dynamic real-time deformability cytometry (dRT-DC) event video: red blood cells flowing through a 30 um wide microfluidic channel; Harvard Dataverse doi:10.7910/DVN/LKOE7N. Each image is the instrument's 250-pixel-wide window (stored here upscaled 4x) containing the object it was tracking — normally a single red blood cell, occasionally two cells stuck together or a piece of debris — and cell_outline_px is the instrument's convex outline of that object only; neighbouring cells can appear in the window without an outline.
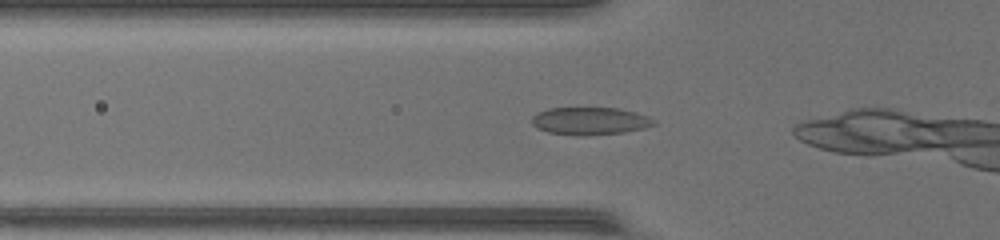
{"species": "common noctule bat (a hibernating species)", "species_latin": "Nyctalus noctula", "temperature_condition": "warm", "stored_images_in_passage": 14, "camera_frame_rate_fps": 3000, "um_per_image_px": 0.085, "animal": {"sex": "female", "body_mass_g": 17.0, "forearm_length_mm": 48.0}, "frame": {"image": 1, "passage_image": 3, "time_ms": 0.667, "image_size_px": [1000, 240], "cell_outline_px": [[656, 124], [644, 128], [624, 132], [584, 136], [576, 136], [548, 132], [536, 128], [532, 124], [532, 116], [548, 108], [616, 108], [636, 112], [656, 120]], "centroid_in_image_um": [50.14, 10.29], "position_along_channel_um": 75.7, "area_um2": 19.65}}
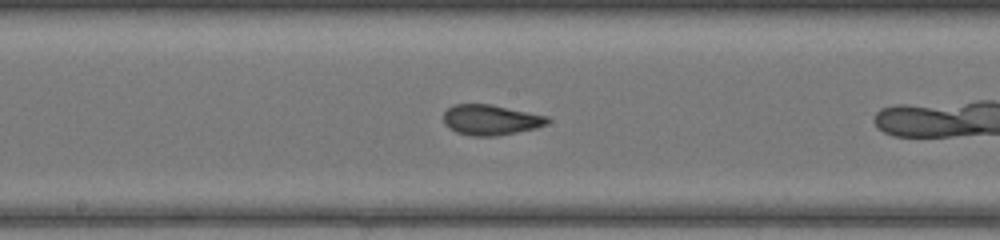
{"frame": {"image": 2, "passage_image": 12, "time_ms": 3.667, "image_size_px": [1000, 240], "cell_outline_px": [[548, 124], [536, 128], [496, 136], [472, 136], [456, 132], [448, 128], [444, 124], [444, 112], [452, 104], [488, 104], [548, 116]], "centroid_in_image_um": [41.67, 10.19], "position_along_channel_um": 206.5, "area_um2": 18.32}}